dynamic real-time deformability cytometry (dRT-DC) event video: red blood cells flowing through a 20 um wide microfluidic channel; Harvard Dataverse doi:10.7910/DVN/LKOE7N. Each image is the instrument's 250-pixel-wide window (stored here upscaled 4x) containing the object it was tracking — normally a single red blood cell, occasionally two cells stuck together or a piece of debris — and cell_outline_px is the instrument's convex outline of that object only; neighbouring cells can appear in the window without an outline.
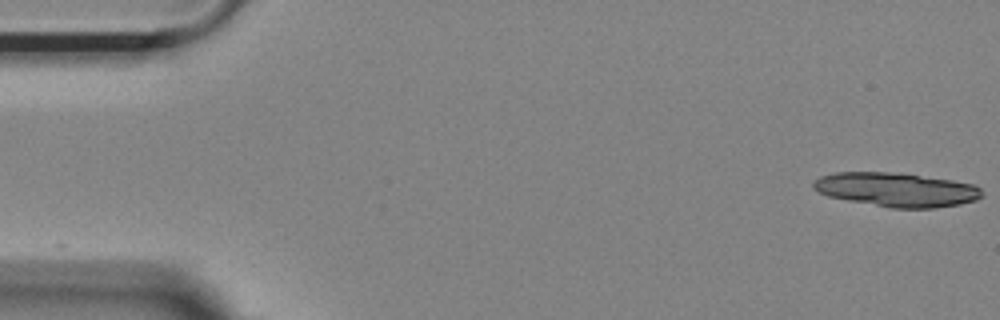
{"species": "Egyptian fruit bat (a non-hibernating species)", "species_latin": "Rousettus aegyptiacus", "temperature_condition": "room temperature", "stored_images_in_passage": 33, "camera_frame_rate_fps": 3000, "um_per_image_px": 0.085, "animal": {"sex": "female"}, "frame": {"image": 1, "passage_image": 1, "time_ms": 0.0, "image_size_px": [1000, 320], "cell_outline_px": [[984, 196], [976, 200], [960, 204], [932, 208], [892, 208], [848, 200], [828, 196], [812, 188], [812, 180], [820, 176], [836, 172], [888, 172], [952, 180], [972, 184], [980, 188], [984, 192]], "centroid_in_image_um": [76.19, 16.12], "position_along_channel_um": 8.8, "area_um2": 33.29}}
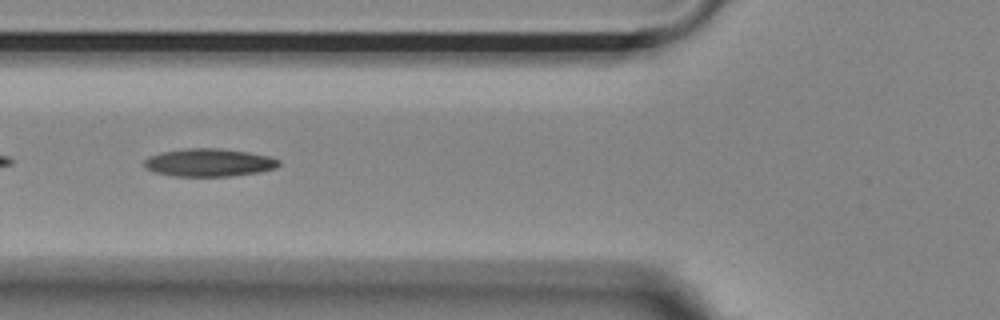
{"frame": {"image": 2, "passage_image": 20, "time_ms": 6.333, "image_size_px": [1000, 320], "cell_outline_px": [[280, 164], [276, 168], [260, 172], [232, 176], [176, 176], [156, 172], [148, 168], [144, 164], [144, 160], [148, 156], [160, 152], [188, 148], [220, 148], [248, 152], [268, 156], [280, 160]], "centroid_in_image_um": [17.79, 13.81], "position_along_channel_um": 108.0, "area_um2": 21.85}}
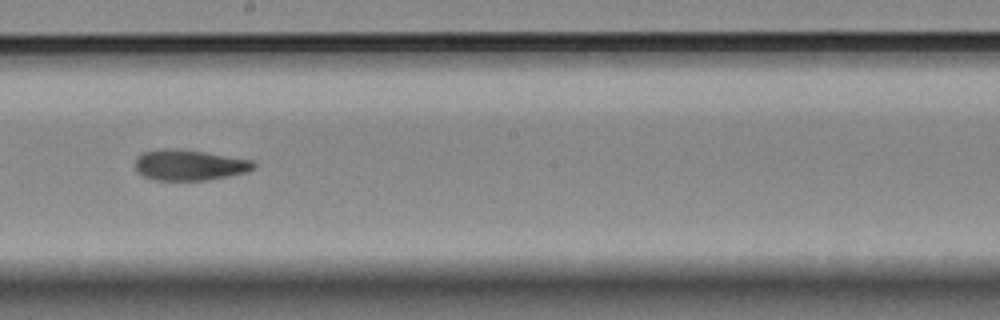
{"frame": {"image": 3, "passage_image": 30, "time_ms": 9.667, "image_size_px": [1000, 320], "cell_outline_px": [[256, 164], [248, 172], [208, 180], [156, 180], [144, 176], [136, 172], [136, 160], [144, 152], [160, 148], [176, 148], [204, 152], [252, 160]], "centroid_in_image_um": [16.09, 14.03], "position_along_channel_um": 232.1, "area_um2": 21.1}}